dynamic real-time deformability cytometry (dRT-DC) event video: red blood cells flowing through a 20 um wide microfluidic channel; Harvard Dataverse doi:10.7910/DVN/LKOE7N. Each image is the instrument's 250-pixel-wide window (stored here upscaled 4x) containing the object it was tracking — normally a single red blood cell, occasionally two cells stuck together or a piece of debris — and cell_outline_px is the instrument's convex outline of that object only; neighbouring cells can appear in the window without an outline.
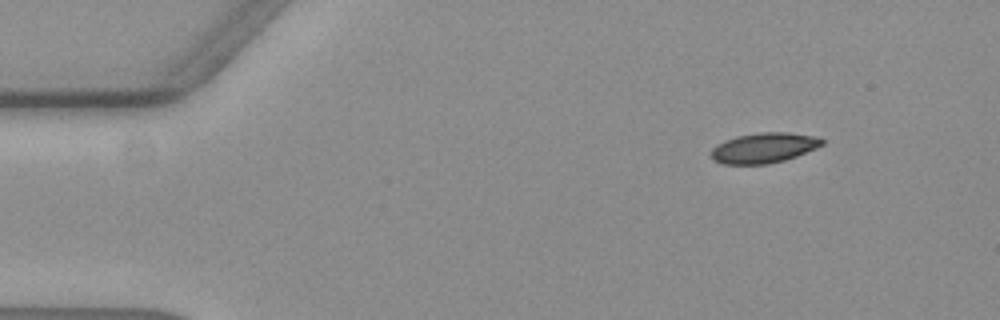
{"species": "common noctule bat (a hibernating species)", "species_latin": "Nyctalus noctula", "temperature_condition": "warm", "stored_images_in_passage": 57, "camera_frame_rate_fps": 3000, "um_per_image_px": 0.085, "animal": {"sex": "female", "body_mass_g": 19.3, "forearm_length_mm": 54.1}, "frame": {"image": 1, "passage_image": 7, "time_ms": 2.0, "image_size_px": [1000, 320], "cell_outline_px": [[824, 144], [816, 148], [796, 156], [784, 160], [768, 164], [724, 164], [712, 160], [712, 148], [716, 144], [724, 140], [736, 136], [760, 132], [788, 132], [816, 136], [824, 140]], "centroid_in_image_um": [64.92, 12.56], "position_along_channel_um": 20.1, "area_um2": 19.59}}
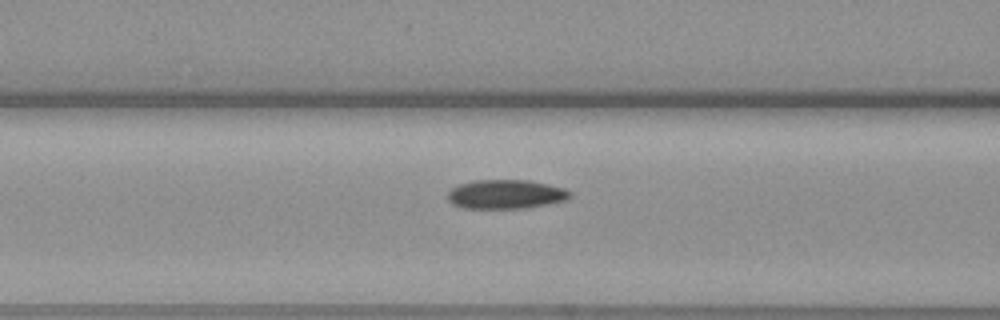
{"frame": {"image": 2, "passage_image": 23, "time_ms": 7.333, "image_size_px": [1000, 320], "cell_outline_px": [[572, 196], [564, 200], [524, 208], [464, 208], [452, 204], [448, 200], [448, 192], [452, 188], [460, 184], [472, 180], [528, 180], [548, 184], [564, 188], [572, 192]], "centroid_in_image_um": [42.97, 16.5], "position_along_channel_um": 123.6, "area_um2": 20.63}}
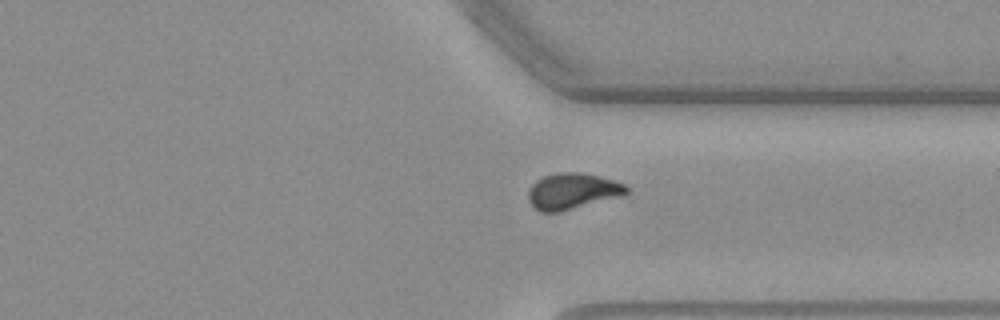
{"frame": {"image": 3, "passage_image": 43, "time_ms": 14.0, "image_size_px": [1000, 320], "cell_outline_px": [[628, 192], [624, 196], [560, 212], [540, 212], [528, 200], [528, 188], [536, 180], [544, 176], [556, 172], [580, 172], [612, 180], [624, 184], [628, 188]], "centroid_in_image_um": [48.65, 16.26], "position_along_channel_um": 362.8, "area_um2": 20.75}, "authors_computed_cell_mechanics": {"area_um2": 20.3456, "velocity_mm_per_s": 3.5869, "shape_relaxation_time_tau1_ms": null, "shape_relaxation_time_tau2_ms": 3.9014, "deformation_change_tau1": null, "deformation_change_tau2": 0.0763}}